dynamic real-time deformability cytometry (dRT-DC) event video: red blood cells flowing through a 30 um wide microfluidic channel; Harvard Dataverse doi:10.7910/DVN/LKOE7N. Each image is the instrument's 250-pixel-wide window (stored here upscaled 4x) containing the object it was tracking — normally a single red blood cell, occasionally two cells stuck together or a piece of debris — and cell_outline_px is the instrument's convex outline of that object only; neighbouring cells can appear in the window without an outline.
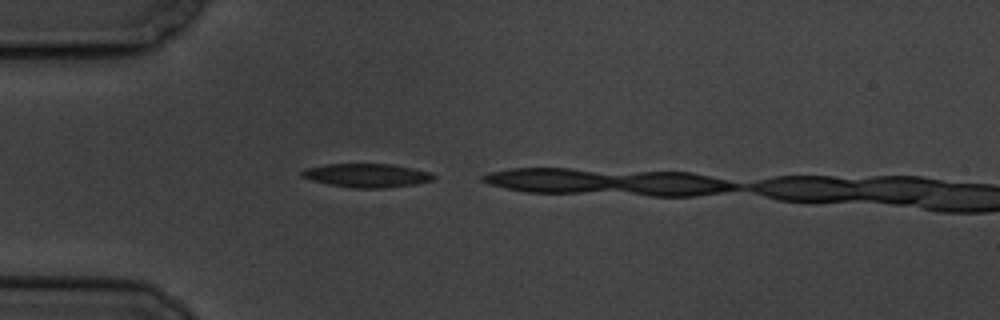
{"species": "common noctule bat (a hibernating species)", "species_latin": "Nyctalus noctula", "temperature_condition": "cold", "stored_images_in_passage": 2, "camera_frame_rate_fps": 3000, "um_per_image_px": 0.085, "animal": {"sex": "male", "body_mass_g": 19.5, "forearm_length_mm": 54.6}, "frame": {"image": 1, "passage_image": 1, "time_ms": 0.0, "image_size_px": [1000, 320], "cell_outline_px": [[436, 176], [432, 180], [416, 184], [384, 188], [352, 188], [328, 184], [312, 180], [300, 176], [300, 172], [304, 168], [324, 164], [392, 164], [412, 168], [428, 172]], "centroid_in_image_um": [31.12, 14.91], "position_along_channel_um": 53.9, "area_um2": 18.21}}